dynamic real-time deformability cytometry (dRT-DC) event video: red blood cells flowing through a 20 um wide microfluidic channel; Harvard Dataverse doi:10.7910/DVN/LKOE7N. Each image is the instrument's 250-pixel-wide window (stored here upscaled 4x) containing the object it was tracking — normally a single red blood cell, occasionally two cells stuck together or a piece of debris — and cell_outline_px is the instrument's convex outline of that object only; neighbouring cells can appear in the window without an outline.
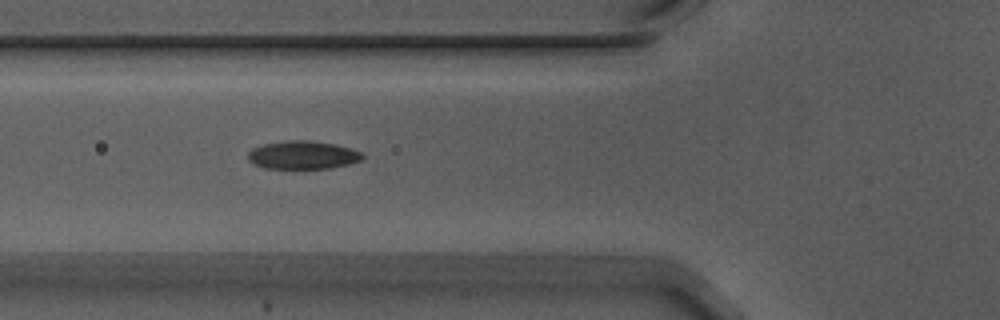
{"species": "Egyptian fruit bat (a non-hibernating species)", "species_latin": "Rousettus aegyptiacus", "temperature_condition": "warm", "stored_images_in_passage": 45, "camera_frame_rate_fps": 3000, "um_per_image_px": 0.085, "animal": {"sex": "male"}, "frame": {"image": 1, "passage_image": 12, "time_ms": 3.667, "image_size_px": [1000, 320], "cell_outline_px": [[364, 156], [360, 160], [348, 164], [328, 168], [264, 168], [252, 164], [248, 160], [248, 152], [252, 148], [264, 144], [284, 140], [312, 140], [336, 144], [352, 148], [360, 152]], "centroid_in_image_um": [25.7, 13.16], "position_along_channel_um": 100.1, "area_um2": 18.9}}
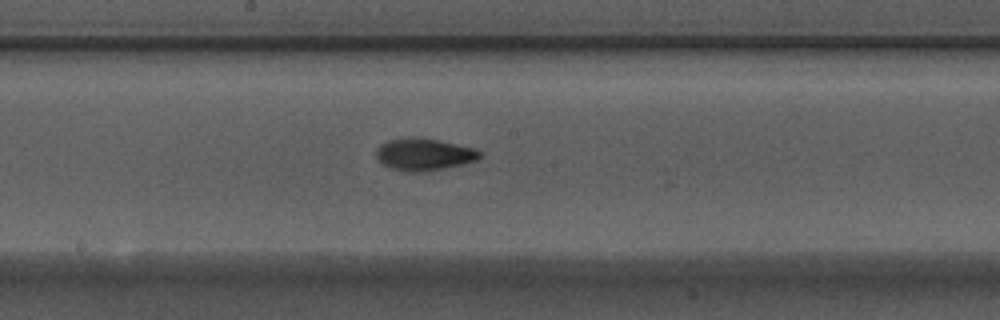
{"frame": {"image": 2, "passage_image": 21, "time_ms": 6.667, "image_size_px": [1000, 320], "cell_outline_px": [[484, 156], [476, 160], [464, 164], [444, 168], [420, 172], [408, 172], [392, 168], [384, 164], [376, 156], [376, 152], [380, 144], [388, 140], [412, 136], [440, 140], [476, 148]], "centroid_in_image_um": [36.08, 13.1], "position_along_channel_um": 212.1, "area_um2": 19.48}}
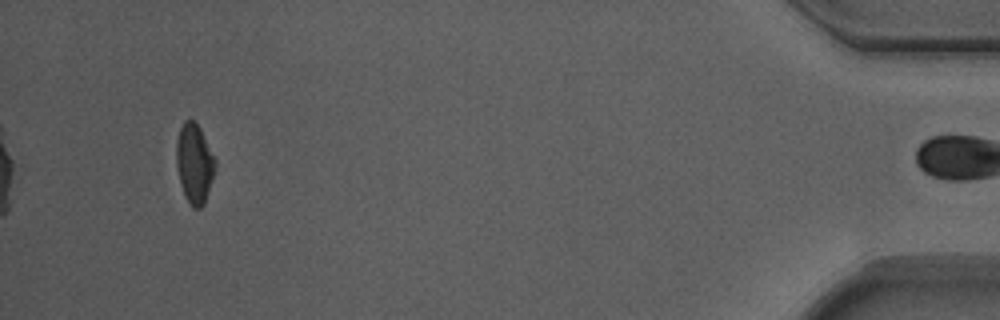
{"frame": {"image": 3, "passage_image": 44, "time_ms": 14.333, "image_size_px": [1000, 320], "cell_outline_px": [[216, 168], [204, 204], [200, 208], [192, 208], [184, 196], [180, 184], [176, 164], [176, 144], [180, 128], [184, 120], [192, 120], [200, 128], [216, 160]], "centroid_in_image_um": [16.52, 13.92], "position_along_channel_um": 418.7, "area_um2": 18.03}, "authors_computed_cell_mechanics": {"area_um2": 18.6694, "velocity_mm_per_s": 3.7297, "shape_relaxation_time_tau1_ms": 4.0946, "shape_relaxation_time_tau2_ms": 2.9167, "deformation_change_tau1": 0.1183, "deformation_change_tau2": 0.0941}}